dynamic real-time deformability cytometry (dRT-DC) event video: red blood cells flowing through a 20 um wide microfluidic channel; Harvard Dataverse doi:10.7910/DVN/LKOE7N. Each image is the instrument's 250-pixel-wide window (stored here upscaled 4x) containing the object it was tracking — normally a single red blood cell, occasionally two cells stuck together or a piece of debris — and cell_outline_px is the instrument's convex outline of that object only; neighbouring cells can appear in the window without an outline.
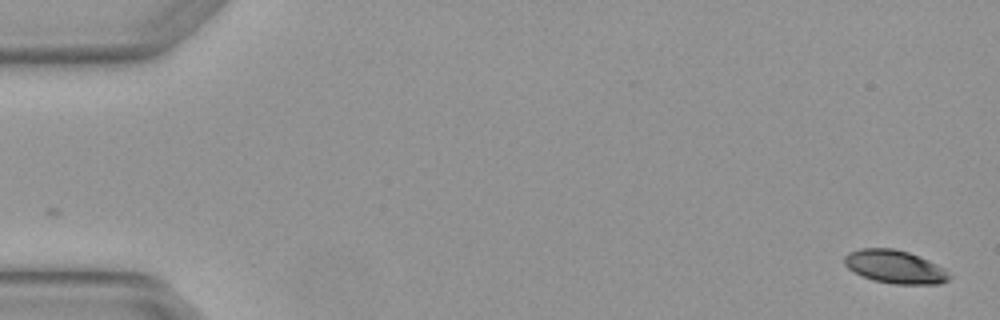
{"species": "Egyptian fruit bat (a non-hibernating species)", "species_latin": "Rousettus aegyptiacus", "temperature_condition": "warm", "stored_images_in_passage": 5, "camera_frame_rate_fps": 3000, "um_per_image_px": 0.085, "animal": {"sex": "female"}, "frame": {"image": 1, "passage_image": 1, "time_ms": 0.0, "image_size_px": [1000, 320], "cell_outline_px": [[952, 276], [948, 280], [940, 284], [896, 284], [872, 280], [848, 268], [844, 264], [844, 256], [848, 252], [860, 248], [892, 248], [908, 252], [928, 260], [944, 268]], "centroid_in_image_um": [76.07, 22.67], "position_along_channel_um": 8.9, "area_um2": 20.23}}
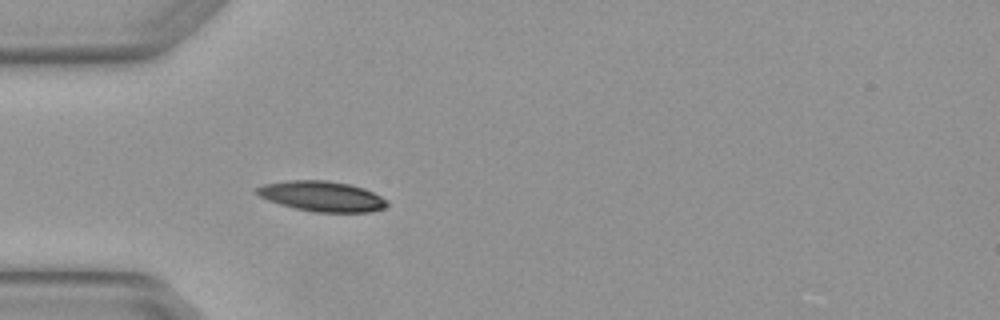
{"frame": {"image": 2, "passage_image": 5, "time_ms": 1.333, "image_size_px": [1000, 320], "cell_outline_px": [[388, 204], [384, 208], [368, 212], [312, 212], [280, 204], [268, 200], [260, 196], [256, 192], [256, 188], [264, 184], [288, 180], [324, 180], [348, 184], [364, 188], [388, 200]], "centroid_in_image_um": [27.37, 16.68], "position_along_channel_um": 57.6, "area_um2": 22.83}}